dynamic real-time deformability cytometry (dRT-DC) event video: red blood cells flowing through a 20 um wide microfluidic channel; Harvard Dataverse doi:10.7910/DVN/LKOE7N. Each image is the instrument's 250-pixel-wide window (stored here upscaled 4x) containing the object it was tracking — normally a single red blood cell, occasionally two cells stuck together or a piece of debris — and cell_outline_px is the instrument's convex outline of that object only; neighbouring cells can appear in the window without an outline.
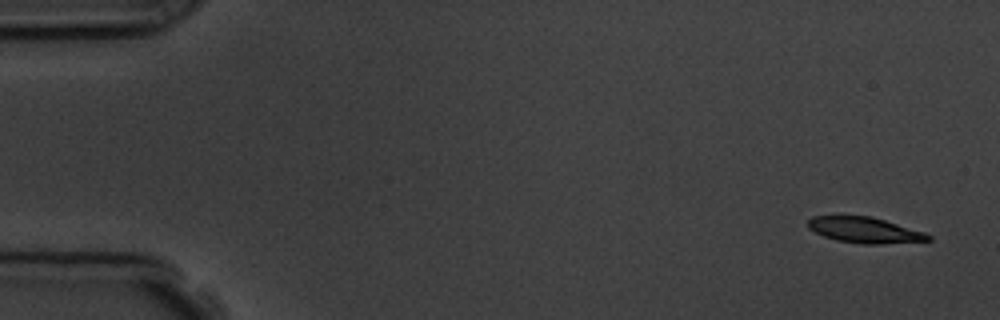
{"species": "common noctule bat (a hibernating species)", "species_latin": "Nyctalus noctula", "temperature_condition": "room temperature", "stored_images_in_passage": 4, "camera_frame_rate_fps": 3000, "um_per_image_px": 0.085, "animal": {"sex": "male", "body_mass_g": 19.5, "forearm_length_mm": 54.6}, "frame": {"image": 1, "passage_image": 1, "time_ms": 0.0, "image_size_px": [1000, 320], "cell_outline_px": [[932, 240], [880, 244], [860, 244], [836, 240], [824, 236], [808, 228], [808, 220], [812, 216], [872, 216], [924, 232], [932, 236]], "centroid_in_image_um": [73.5, 19.56], "position_along_channel_um": 11.5, "area_um2": 17.98}}
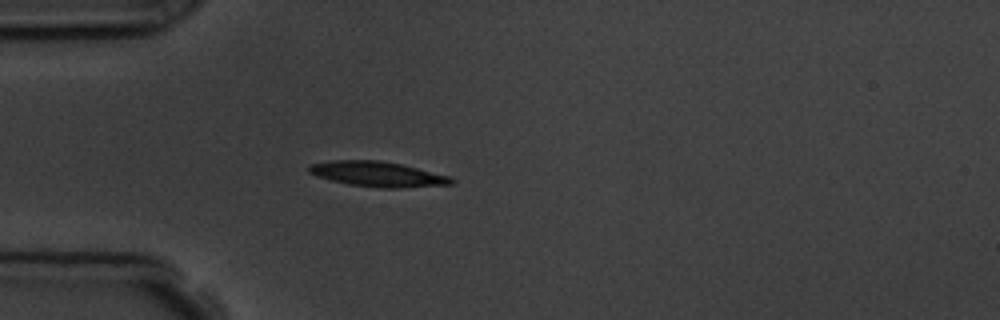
{"frame": {"image": 2, "passage_image": 4, "time_ms": 4.333, "image_size_px": [1000, 320], "cell_outline_px": [[456, 180], [452, 184], [400, 188], [384, 188], [348, 184], [316, 176], [308, 172], [308, 164], [332, 160], [380, 160], [400, 164], [448, 176]], "centroid_in_image_um": [32.05, 14.79], "position_along_channel_um": 52.9, "area_um2": 20.69}}